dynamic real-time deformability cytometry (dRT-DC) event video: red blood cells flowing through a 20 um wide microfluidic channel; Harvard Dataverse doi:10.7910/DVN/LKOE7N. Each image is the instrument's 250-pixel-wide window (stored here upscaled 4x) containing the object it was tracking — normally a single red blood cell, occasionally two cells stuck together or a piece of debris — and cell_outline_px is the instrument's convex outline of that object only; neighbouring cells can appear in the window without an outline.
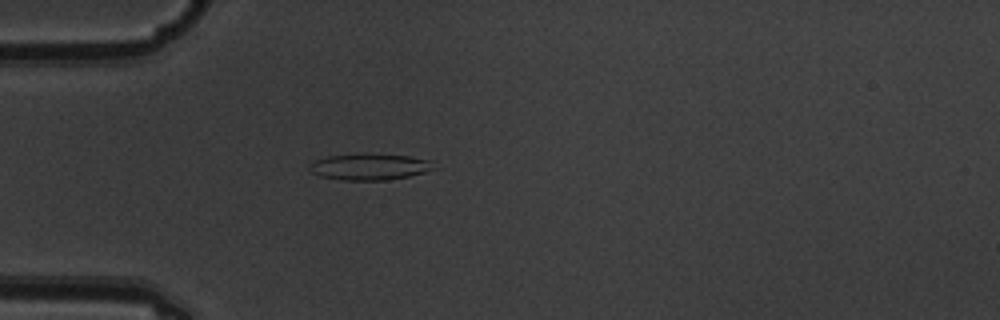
{"species": "common noctule bat (a hibernating species)", "species_latin": "Nyctalus noctula", "temperature_condition": "warm", "stored_images_in_passage": 5, "camera_frame_rate_fps": 3000, "um_per_image_px": 0.085, "animal": {"sex": "male", "body_mass_g": 19.5, "forearm_length_mm": 54.6}, "frame": {"image": 1, "passage_image": 5, "time_ms": 1.333, "image_size_px": [1000, 320], "cell_outline_px": [[432, 168], [424, 172], [408, 176], [388, 180], [340, 180], [320, 176], [308, 172], [308, 164], [316, 160], [328, 156], [408, 156], [432, 160]], "centroid_in_image_um": [31.34, 14.22], "position_along_channel_um": 53.7, "area_um2": 18.26}}